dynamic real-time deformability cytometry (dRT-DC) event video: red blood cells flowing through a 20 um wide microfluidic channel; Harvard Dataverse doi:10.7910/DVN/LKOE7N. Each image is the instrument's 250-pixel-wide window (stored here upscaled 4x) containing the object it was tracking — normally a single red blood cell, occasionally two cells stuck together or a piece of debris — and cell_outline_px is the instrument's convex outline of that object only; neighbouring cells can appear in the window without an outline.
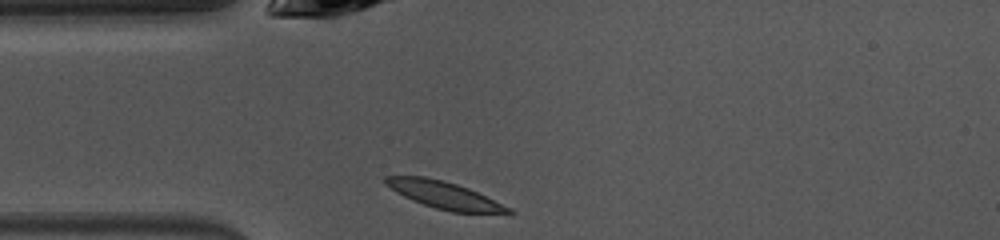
{"species": "common noctule bat (a hibernating species)", "species_latin": "Nyctalus noctula", "temperature_condition": "warm", "stored_images_in_passage": 38, "camera_frame_rate_fps": 3000, "um_per_image_px": 0.085, "animal": {"sex": "female", "body_mass_g": 10.0, "forearm_length_mm": 53.1}, "frame": {"image": 1, "passage_image": 1, "time_ms": 0.0, "image_size_px": [1000, 240], "cell_outline_px": [[512, 212], [456, 212], [440, 208], [416, 200], [392, 188], [384, 180], [388, 176], [416, 176], [440, 180], [476, 192], [508, 208]], "centroid_in_image_um": [37.73, 16.56], "position_along_channel_um": 47.3, "area_um2": 17.4}}
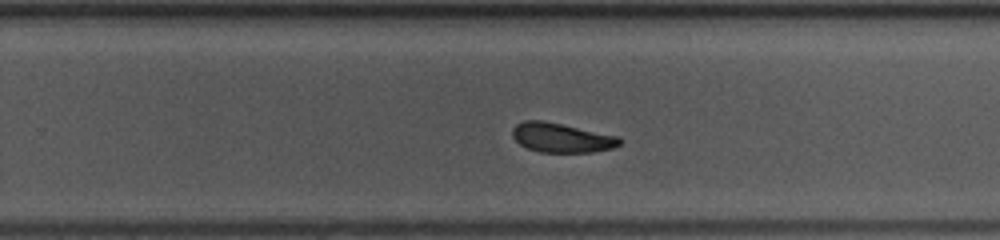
{"frame": {"image": 2, "passage_image": 19, "time_ms": 6.0, "image_size_px": [1000, 240], "cell_outline_px": [[620, 144], [608, 148], [588, 152], [544, 152], [528, 148], [520, 144], [516, 140], [512, 132], [516, 124], [528, 120], [536, 120], [556, 124], [612, 136], [620, 140]], "centroid_in_image_um": [47.62, 11.73], "position_along_channel_um": 282.2, "area_um2": 17.05}}
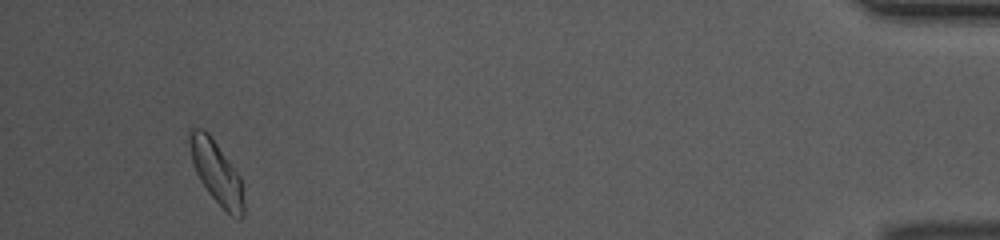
{"frame": {"image": 3, "passage_image": 35, "time_ms": 11.333, "image_size_px": [1000, 240], "cell_outline_px": [[240, 204], [228, 212], [216, 200], [204, 184], [192, 160], [192, 132], [204, 132], [212, 140], [240, 180]], "centroid_in_image_um": [18.32, 14.58], "position_along_channel_um": 416.9, "area_um2": 15.78}}